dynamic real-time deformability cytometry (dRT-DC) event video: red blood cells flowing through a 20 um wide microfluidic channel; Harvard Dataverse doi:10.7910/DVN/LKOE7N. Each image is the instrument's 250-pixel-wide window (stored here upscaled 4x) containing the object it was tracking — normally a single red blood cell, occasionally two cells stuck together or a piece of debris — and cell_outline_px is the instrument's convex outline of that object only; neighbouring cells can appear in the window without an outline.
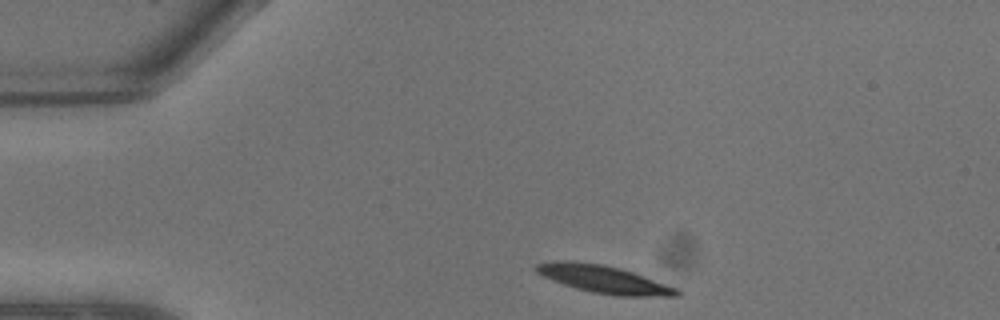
{"species": "common noctule bat (a hibernating species)", "species_latin": "Nyctalus noctula", "temperature_condition": "warm", "stored_images_in_passage": 6, "camera_frame_rate_fps": 3000, "um_per_image_px": 0.085, "animal": {"sex": "male", "body_mass_g": 13.3}, "frame": {"image": 1, "passage_image": 1, "time_ms": 0.0, "image_size_px": [1000, 320], "cell_outline_px": [[680, 296], [620, 296], [592, 292], [576, 288], [552, 280], [536, 272], [532, 268], [536, 264], [552, 260], [572, 260], [604, 264], [620, 268], [644, 276], [676, 288], [680, 292]], "centroid_in_image_um": [51.26, 23.71], "position_along_channel_um": 33.7, "area_um2": 22.66}}
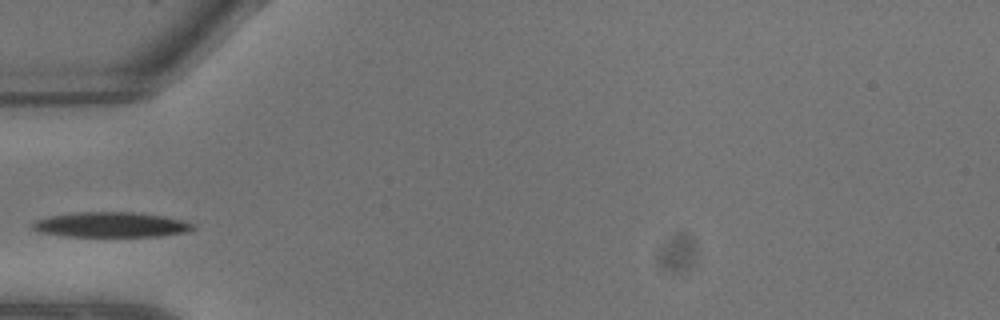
{"frame": {"image": 2, "passage_image": 4, "time_ms": 1.0, "image_size_px": [1000, 320], "cell_outline_px": [[196, 228], [188, 232], [160, 236], [64, 236], [40, 232], [32, 228], [28, 224], [36, 220], [48, 216], [72, 212], [140, 212], [188, 220], [196, 224]], "centroid_in_image_um": [9.49, 19.09], "position_along_channel_um": 75.5, "area_um2": 23.99}}
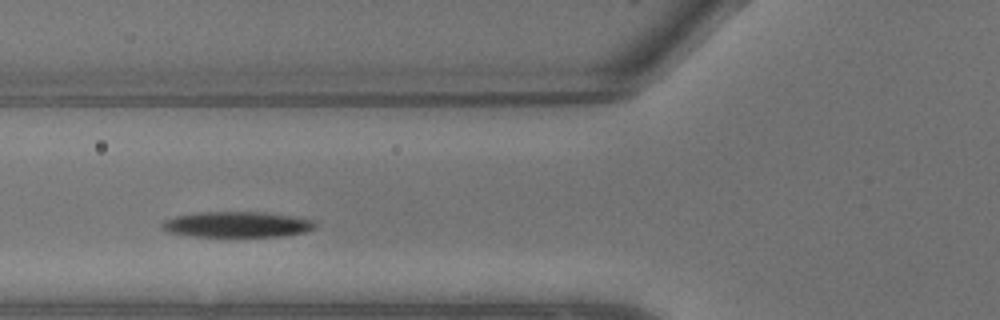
{"frame": {"image": 3, "passage_image": 5, "time_ms": 1.333, "image_size_px": [1000, 320], "cell_outline_px": [[316, 228], [304, 232], [284, 236], [192, 236], [168, 232], [160, 228], [160, 224], [164, 220], [176, 216], [196, 212], [264, 212], [292, 216], [312, 220], [316, 224]], "centroid_in_image_um": [20.12, 19.07], "position_along_channel_um": 105.7, "area_um2": 22.89}}